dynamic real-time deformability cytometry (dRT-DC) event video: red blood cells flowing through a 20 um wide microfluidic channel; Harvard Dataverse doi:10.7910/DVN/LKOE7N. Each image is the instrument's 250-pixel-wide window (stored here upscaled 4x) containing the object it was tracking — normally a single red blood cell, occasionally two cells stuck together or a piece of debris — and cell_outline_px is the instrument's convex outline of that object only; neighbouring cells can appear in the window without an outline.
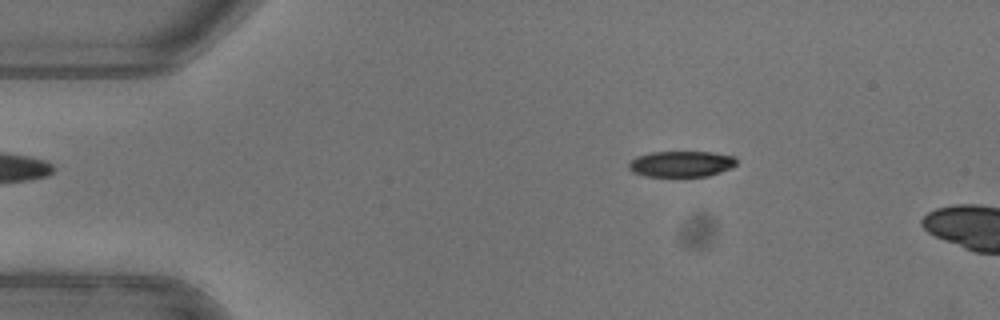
{"species": "common noctule bat (a hibernating species)", "species_latin": "Nyctalus noctula", "temperature_condition": "warm", "stored_images_in_passage": 5, "camera_frame_rate_fps": 3000, "um_per_image_px": 0.085, "animal": {"sex": "female"}, "frame": {"image": 1, "passage_image": 1, "time_ms": 0.0, "image_size_px": [1000, 320], "cell_outline_px": [[736, 164], [732, 168], [708, 176], [644, 176], [632, 172], [628, 168], [628, 164], [636, 156], [652, 152], [712, 152], [736, 156]], "centroid_in_image_um": [57.92, 13.93], "position_along_channel_um": 27.1, "area_um2": 16.36}}